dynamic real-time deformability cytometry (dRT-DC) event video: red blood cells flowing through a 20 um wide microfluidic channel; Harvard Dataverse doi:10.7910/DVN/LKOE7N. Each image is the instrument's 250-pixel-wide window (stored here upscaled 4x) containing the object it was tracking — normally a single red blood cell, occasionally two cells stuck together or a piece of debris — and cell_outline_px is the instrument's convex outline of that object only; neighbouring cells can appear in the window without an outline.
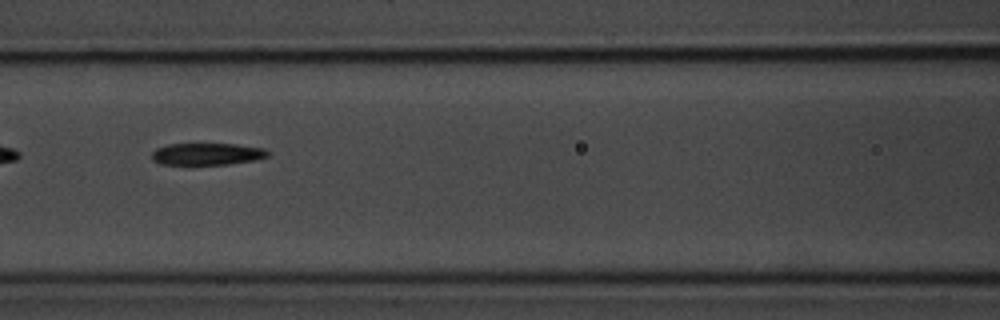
{"species": "common noctule bat (a hibernating species)", "species_latin": "Nyctalus noctula", "temperature_condition": "room temperature", "stored_images_in_passage": 9, "segment_of_instrument_passage": [2, 2], "camera_frame_rate_fps": 3000, "um_per_image_px": 0.085, "animal": {"sex": "male", "body_mass_g": 20.1, "forearm_length_mm": 53.5}, "frame": {"image": 1, "passage_image": 7, "time_ms": 7.667, "image_size_px": [1000, 320], "cell_outline_px": [[268, 156], [252, 160], [228, 164], [160, 164], [152, 160], [152, 152], [156, 148], [168, 144], [236, 144], [264, 148], [268, 152]], "centroid_in_image_um": [17.56, 13.08], "position_along_channel_um": 149.0, "area_um2": 14.68}}
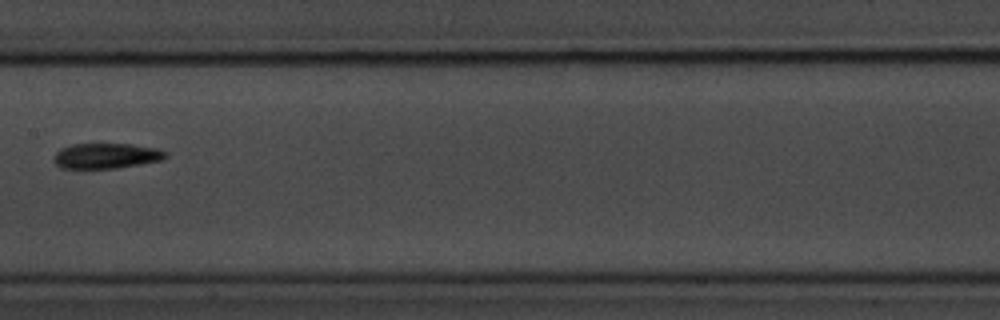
{"frame": {"image": 2, "passage_image": 8, "time_ms": 9.0, "image_size_px": [1000, 320], "cell_outline_px": [[168, 156], [164, 160], [116, 168], [60, 168], [56, 164], [56, 152], [60, 148], [72, 144], [132, 144], [156, 148], [168, 152]], "centroid_in_image_um": [9.09, 13.24], "position_along_channel_um": 198.3, "area_um2": 16.47}}